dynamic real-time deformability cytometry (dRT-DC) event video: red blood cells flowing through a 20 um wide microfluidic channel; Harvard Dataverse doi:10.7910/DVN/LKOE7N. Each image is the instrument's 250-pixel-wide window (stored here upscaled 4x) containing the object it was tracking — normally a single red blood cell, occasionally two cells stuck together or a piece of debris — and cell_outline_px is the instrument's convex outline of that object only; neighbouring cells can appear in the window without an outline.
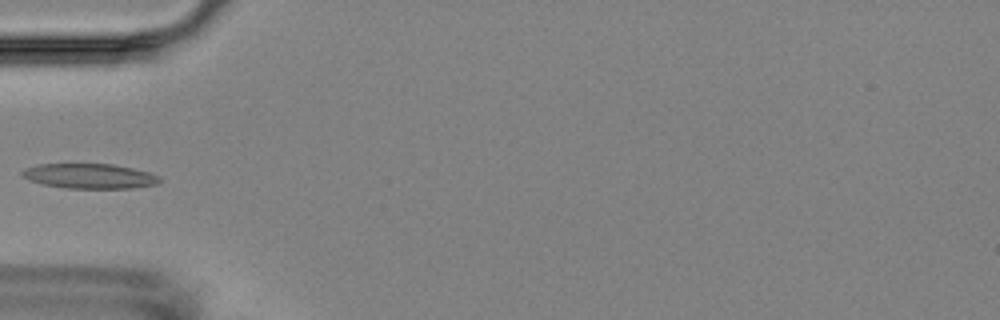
{"species": "Egyptian fruit bat (a non-hibernating species)", "species_latin": "Rousettus aegyptiacus", "temperature_condition": "room temperature", "stored_images_in_passage": 3, "camera_frame_rate_fps": 3000, "um_per_image_px": 0.085, "animal": {"sex": "female"}, "frame": {"image": 1, "passage_image": 3, "time_ms": 3.333, "image_size_px": [1000, 320], "cell_outline_px": [[160, 180], [156, 184], [132, 188], [68, 188], [44, 184], [28, 180], [20, 176], [20, 172], [24, 168], [36, 164], [112, 164], [132, 168], [148, 172], [160, 176]], "centroid_in_image_um": [7.56, 14.96], "position_along_channel_um": 77.4, "area_um2": 19.94}}